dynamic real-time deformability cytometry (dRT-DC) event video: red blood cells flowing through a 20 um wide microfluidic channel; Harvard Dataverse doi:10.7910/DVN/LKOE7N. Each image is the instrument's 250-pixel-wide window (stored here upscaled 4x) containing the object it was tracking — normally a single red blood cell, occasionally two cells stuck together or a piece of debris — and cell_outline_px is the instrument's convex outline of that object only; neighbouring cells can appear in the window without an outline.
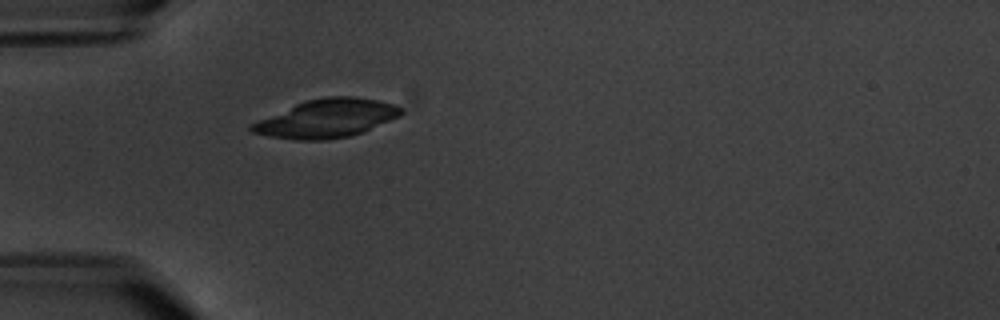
{"species": "common noctule bat (a hibernating species)", "species_latin": "Nyctalus noctula", "temperature_condition": "warm", "stored_images_in_passage": 1, "camera_frame_rate_fps": 3000, "um_per_image_px": 0.085, "animal": {"sex": "male", "body_mass_g": 20.1, "forearm_length_mm": 53.5}, "frame": {"image": 1, "passage_image": 1, "time_ms": 0.0, "image_size_px": [1000, 320], "cell_outline_px": [[404, 112], [400, 116], [364, 132], [348, 136], [324, 140], [296, 140], [268, 136], [252, 132], [248, 128], [248, 124], [304, 100], [328, 96], [356, 96], [380, 100], [396, 104]], "centroid_in_image_um": [27.76, 10.06], "position_along_channel_um": 57.2, "area_um2": 33.7}}